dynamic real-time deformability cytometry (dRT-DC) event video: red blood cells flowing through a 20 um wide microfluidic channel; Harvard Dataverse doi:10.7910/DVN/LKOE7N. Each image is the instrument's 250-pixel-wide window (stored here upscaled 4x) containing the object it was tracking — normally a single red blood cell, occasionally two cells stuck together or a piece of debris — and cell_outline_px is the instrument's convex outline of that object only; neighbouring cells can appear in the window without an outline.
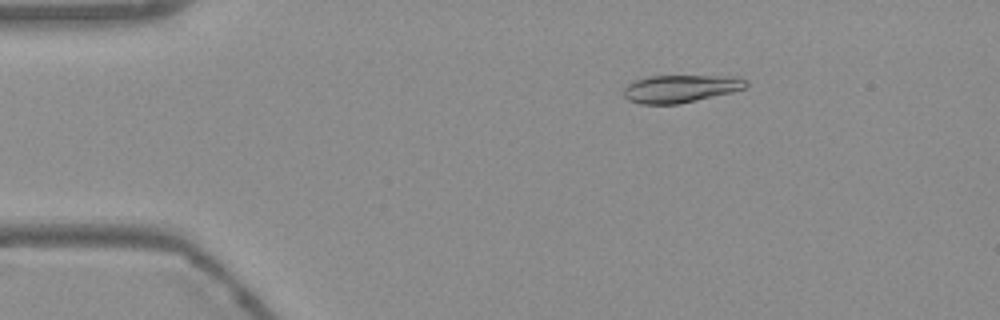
{"species": "Egyptian fruit bat (a non-hibernating species)", "species_latin": "Rousettus aegyptiacus", "temperature_condition": "warm", "stored_images_in_passage": 54, "camera_frame_rate_fps": 3000, "um_per_image_px": 0.085, "frame": {"image": 1, "passage_image": 9, "time_ms": 2.667, "image_size_px": [1000, 320], "cell_outline_px": [[748, 84], [744, 88], [732, 92], [680, 104], [640, 104], [628, 100], [624, 96], [624, 88], [628, 84], [636, 80], [652, 76], [732, 76], [748, 80]], "centroid_in_image_um": [57.85, 7.54], "position_along_channel_um": 27.1, "area_um2": 19.65}}
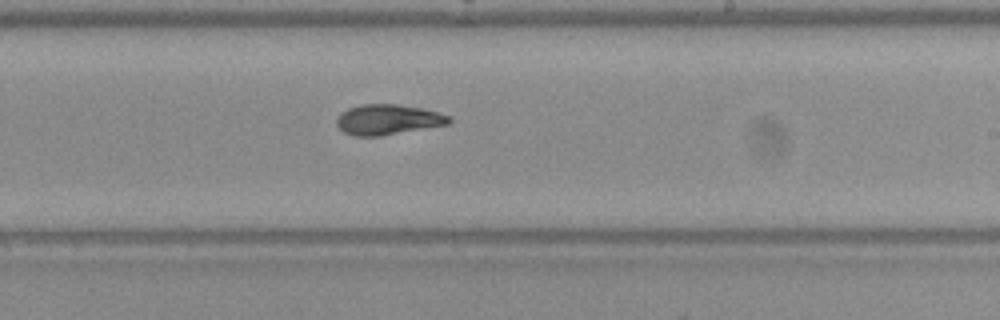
{"frame": {"image": 2, "passage_image": 32, "time_ms": 10.333, "image_size_px": [1000, 320], "cell_outline_px": [[452, 120], [448, 124], [380, 136], [352, 136], [344, 132], [336, 124], [336, 120], [348, 108], [364, 104], [396, 104], [420, 108], [452, 116]], "centroid_in_image_um": [32.98, 10.17], "position_along_channel_um": 256.0, "area_um2": 19.59}}
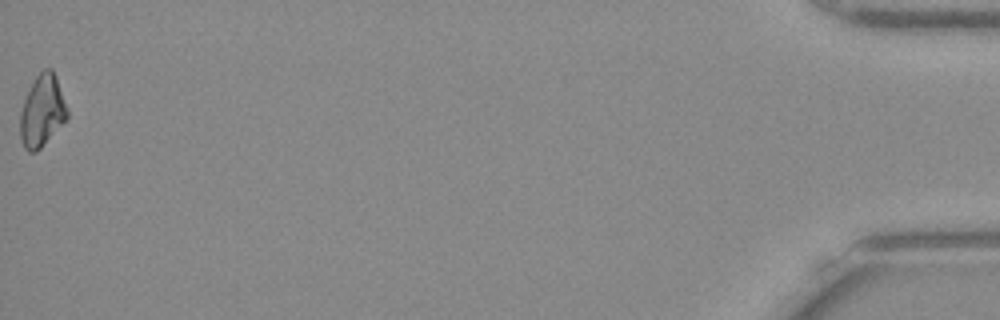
{"frame": {"image": 3, "passage_image": 54, "time_ms": 17.667, "image_size_px": [1000, 320], "cell_outline_px": [[68, 116], [40, 148], [36, 152], [28, 152], [24, 148], [20, 136], [20, 112], [24, 100], [36, 76], [44, 68], [52, 68], [68, 108]], "centroid_in_image_um": [3.57, 9.43], "position_along_channel_um": 431.6, "area_um2": 19.31}, "authors_computed_cell_mechanics": {"area_um2": 19.652, "velocity_mm_per_s": 3.7741, "shape_relaxation_time_tau1_ms": null, "shape_relaxation_time_tau2_ms": 2.0898, "deformation_change_tau1": null, "deformation_change_tau2": 0.0574}}